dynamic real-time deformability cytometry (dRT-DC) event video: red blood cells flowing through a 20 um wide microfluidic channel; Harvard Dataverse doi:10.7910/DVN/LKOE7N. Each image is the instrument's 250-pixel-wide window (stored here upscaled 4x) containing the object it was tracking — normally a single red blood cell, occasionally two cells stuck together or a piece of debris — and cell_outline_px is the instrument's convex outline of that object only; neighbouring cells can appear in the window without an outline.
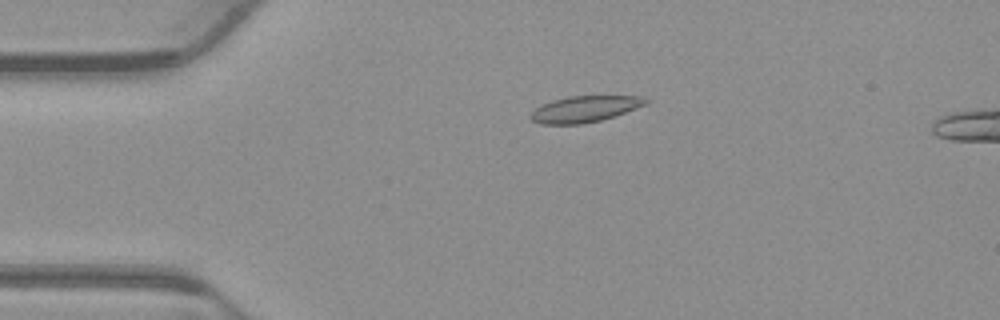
{"species": "common noctule bat (a hibernating species)", "species_latin": "Nyctalus noctula", "temperature_condition": "warm", "stored_images_in_passage": 54, "camera_frame_rate_fps": 3000, "um_per_image_px": 0.085, "animal": {"sex": "male", "body_mass_g": 23.1, "forearm_length_mm": 52.7}, "frame": {"image": 1, "passage_image": 12, "time_ms": 3.667, "image_size_px": [1000, 320], "cell_outline_px": [[652, 100], [648, 104], [616, 116], [600, 120], [580, 124], [540, 124], [532, 120], [528, 116], [540, 104], [552, 100], [568, 96], [644, 96]], "centroid_in_image_um": [49.74, 9.26], "position_along_channel_um": 35.3, "area_um2": 17.86}}
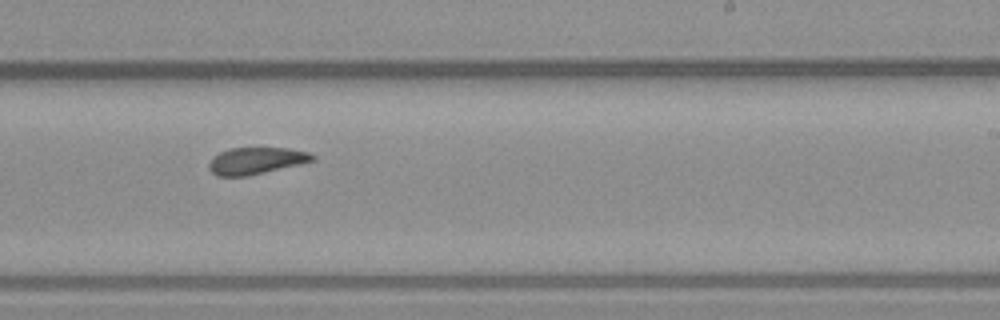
{"frame": {"image": 2, "passage_image": 33, "time_ms": 10.667, "image_size_px": [1000, 320], "cell_outline_px": [[316, 160], [300, 164], [248, 176], [216, 176], [208, 168], [208, 164], [212, 156], [228, 148], [288, 148], [308, 152], [316, 156]], "centroid_in_image_um": [21.75, 13.66], "position_along_channel_um": 267.3, "area_um2": 16.3}}
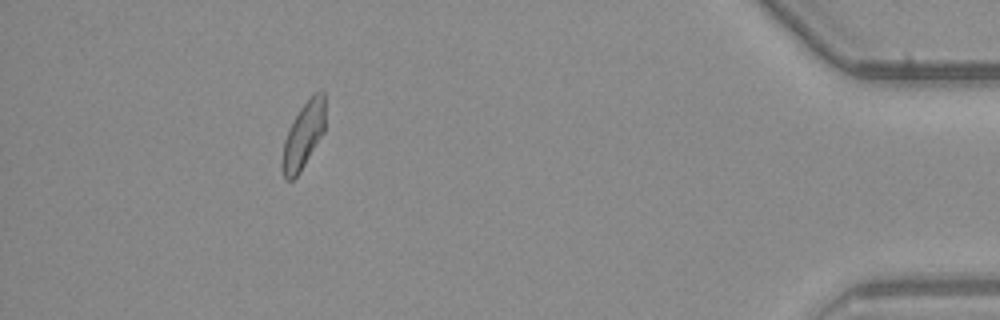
{"frame": {"image": 3, "passage_image": 49, "time_ms": 16.0, "image_size_px": [1000, 320], "cell_outline_px": [[324, 132], [300, 172], [292, 180], [284, 180], [280, 164], [284, 140], [288, 128], [300, 108], [320, 88], [324, 92]], "centroid_in_image_um": [25.76, 11.55], "position_along_channel_um": 409.4, "area_um2": 16.65}, "authors_computed_cell_mechanics": {"area_um2": 17.1666, "velocity_mm_per_s": 3.8378, "shape_relaxation_time_tau1_ms": 5.6625, "shape_relaxation_time_tau2_ms": 2.2231, "deformation_change_tau1": 0.1413, "deformation_change_tau2": 0.0616}}